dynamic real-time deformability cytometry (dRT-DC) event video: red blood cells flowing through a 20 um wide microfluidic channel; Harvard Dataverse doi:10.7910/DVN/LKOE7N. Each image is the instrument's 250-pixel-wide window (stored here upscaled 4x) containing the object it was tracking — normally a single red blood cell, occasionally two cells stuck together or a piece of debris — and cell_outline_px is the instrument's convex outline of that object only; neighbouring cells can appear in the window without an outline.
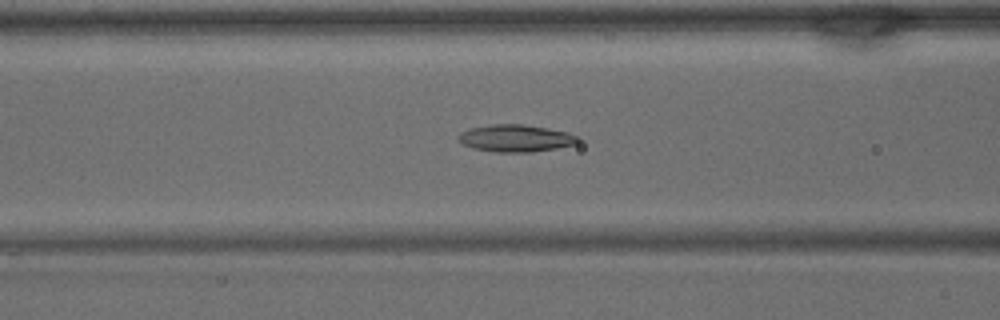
{"species": "common noctule bat (a hibernating species)", "species_latin": "Nyctalus noctula", "temperature_condition": "warm", "stored_images_in_passage": 40, "camera_frame_rate_fps": 3000, "um_per_image_px": 0.085, "animal": {"sex": "male", "body_mass_g": 15.6}, "frame": {"image": 1, "passage_image": 16, "time_ms": 5.0, "image_size_px": [1000, 320], "cell_outline_px": [[580, 140], [576, 144], [556, 148], [532, 152], [496, 152], [472, 148], [460, 144], [456, 136], [460, 132], [468, 128], [492, 124], [524, 124], [548, 128], [568, 132], [580, 136]], "centroid_in_image_um": [43.81, 11.74], "position_along_channel_um": 122.8, "area_um2": 19.31}}
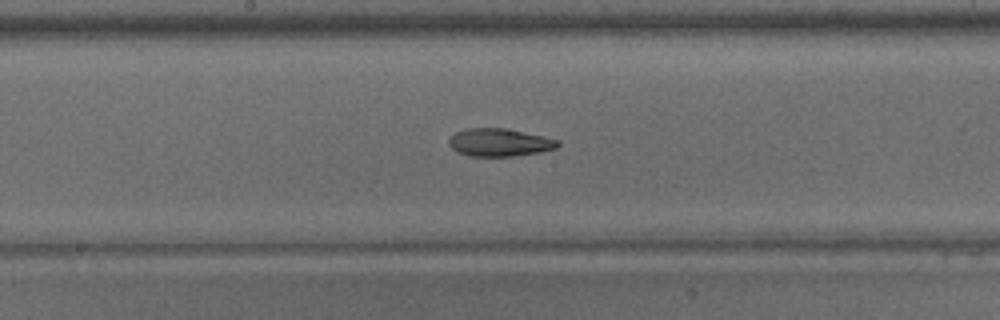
{"frame": {"image": 2, "passage_image": 21, "time_ms": 6.667, "image_size_px": [1000, 320], "cell_outline_px": [[560, 144], [556, 148], [540, 152], [512, 156], [468, 156], [456, 152], [448, 144], [448, 140], [456, 132], [468, 128], [504, 128], [544, 136], [560, 140]], "centroid_in_image_um": [42.45, 12.11], "position_along_channel_um": 205.7, "area_um2": 17.69}}
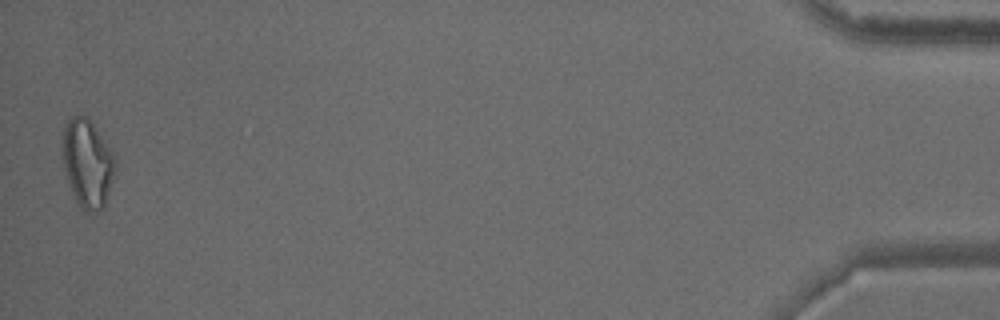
{"frame": {"image": 3, "passage_image": 40, "time_ms": 13.0, "image_size_px": [1000, 320], "cell_outline_px": [[116, 168], [104, 208], [96, 212], [88, 212], [80, 208], [72, 192], [64, 168], [64, 128], [68, 116], [88, 116], [112, 152], [116, 160]], "centroid_in_image_um": [7.46, 13.9], "position_along_channel_um": 427.7, "area_um2": 26.76}}